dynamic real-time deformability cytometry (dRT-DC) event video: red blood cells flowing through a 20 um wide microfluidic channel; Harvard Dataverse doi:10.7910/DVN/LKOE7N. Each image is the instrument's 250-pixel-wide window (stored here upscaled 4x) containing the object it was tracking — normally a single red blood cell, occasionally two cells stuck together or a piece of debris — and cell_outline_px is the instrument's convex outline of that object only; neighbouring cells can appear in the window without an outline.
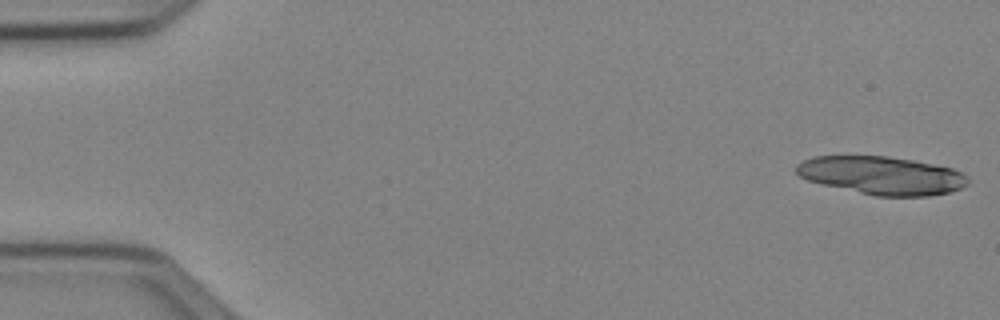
{"species": "Egyptian fruit bat (a non-hibernating species)", "species_latin": "Rousettus aegyptiacus", "temperature_condition": "cold", "stored_images_in_passage": 22, "camera_frame_rate_fps": 3000, "um_per_image_px": 0.085, "animal": {"sex": "female"}, "frame": {"image": 1, "passage_image": 1, "time_ms": 0.0, "image_size_px": [1000, 320], "cell_outline_px": [[968, 184], [960, 188], [948, 192], [928, 196], [876, 196], [824, 184], [808, 180], [800, 176], [796, 172], [796, 164], [812, 156], [888, 156], [912, 160], [952, 168], [968, 176]], "centroid_in_image_um": [74.95, 14.91], "position_along_channel_um": 10.0, "area_um2": 37.8}}
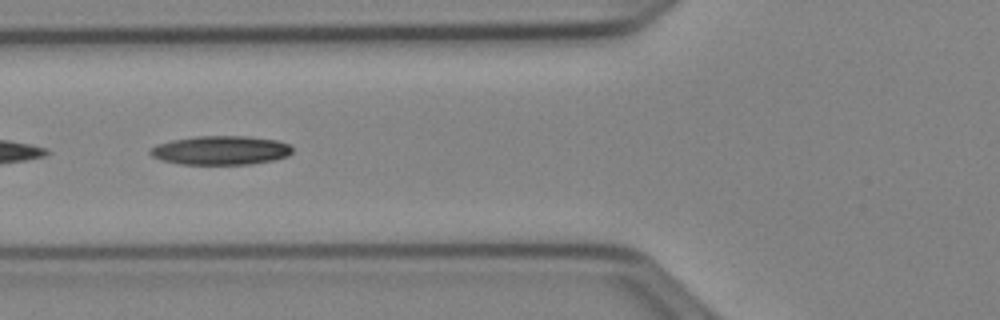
{"frame": {"image": 2, "passage_image": 20, "time_ms": 6.333, "image_size_px": [1000, 320], "cell_outline_px": [[292, 152], [288, 156], [272, 160], [252, 164], [180, 164], [160, 160], [152, 156], [148, 152], [156, 144], [172, 140], [196, 136], [248, 136], [276, 140], [288, 144], [292, 148]], "centroid_in_image_um": [18.74, 12.77], "position_along_channel_um": 107.1, "area_um2": 23.99}}